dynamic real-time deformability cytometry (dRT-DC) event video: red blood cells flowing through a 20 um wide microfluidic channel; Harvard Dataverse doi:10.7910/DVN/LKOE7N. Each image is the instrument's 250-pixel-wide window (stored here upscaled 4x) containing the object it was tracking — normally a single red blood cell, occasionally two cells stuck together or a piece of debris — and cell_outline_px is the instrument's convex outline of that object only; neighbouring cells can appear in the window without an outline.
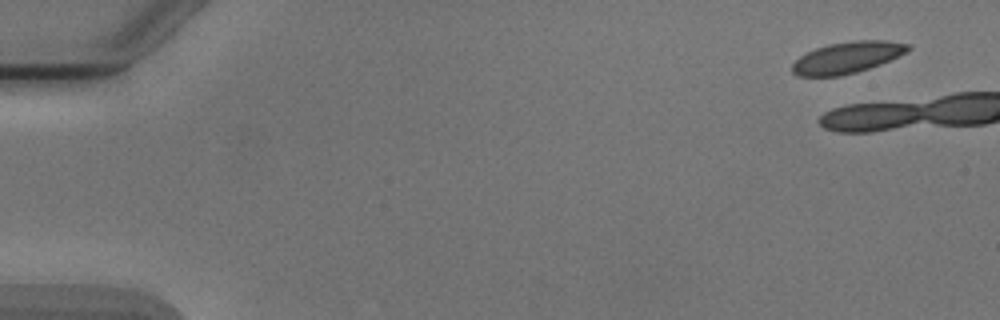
{"species": "Egyptian fruit bat (a non-hibernating species)", "species_latin": "Rousettus aegyptiacus", "temperature_condition": "cold", "stored_images_in_passage": 2, "camera_frame_rate_fps": 3000, "um_per_image_px": 0.085, "animal": {"sex": "male"}, "frame": {"image": 1, "passage_image": 1, "time_ms": 0.0, "image_size_px": [1000, 320], "cell_outline_px": [[912, 48], [880, 64], [856, 72], [840, 76], [796, 76], [792, 72], [792, 64], [800, 56], [816, 48], [828, 44], [852, 40], [884, 40], [908, 44]], "centroid_in_image_um": [71.96, 4.89], "position_along_channel_um": 13.0, "area_um2": 20.98}}